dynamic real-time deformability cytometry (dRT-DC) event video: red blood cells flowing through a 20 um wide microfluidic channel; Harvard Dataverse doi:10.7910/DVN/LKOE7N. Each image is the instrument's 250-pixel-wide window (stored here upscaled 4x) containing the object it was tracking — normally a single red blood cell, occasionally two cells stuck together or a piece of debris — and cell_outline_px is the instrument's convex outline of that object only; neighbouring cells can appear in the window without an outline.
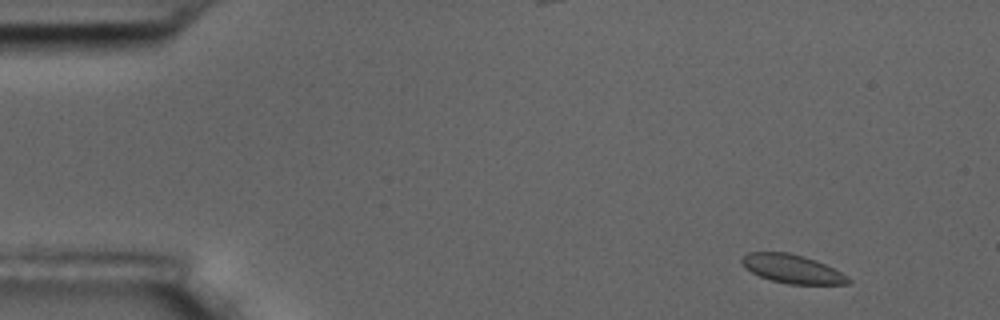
{"species": "common noctule bat (a hibernating species)", "species_latin": "Nyctalus noctula", "temperature_condition": "room temperature", "stored_images_in_passage": 9, "camera_frame_rate_fps": 3000, "um_per_image_px": 0.085, "animal": {"sex": "male", "body_mass_g": 17.5, "forearm_length_mm": 52.3}, "frame": {"image": 1, "passage_image": 1, "time_ms": 0.0, "image_size_px": [1000, 320], "cell_outline_px": [[852, 280], [848, 284], [788, 284], [772, 280], [760, 276], [744, 268], [740, 260], [748, 252], [788, 252], [804, 256], [816, 260], [848, 276]], "centroid_in_image_um": [67.33, 22.85], "position_along_channel_um": 17.7, "area_um2": 17.69}}
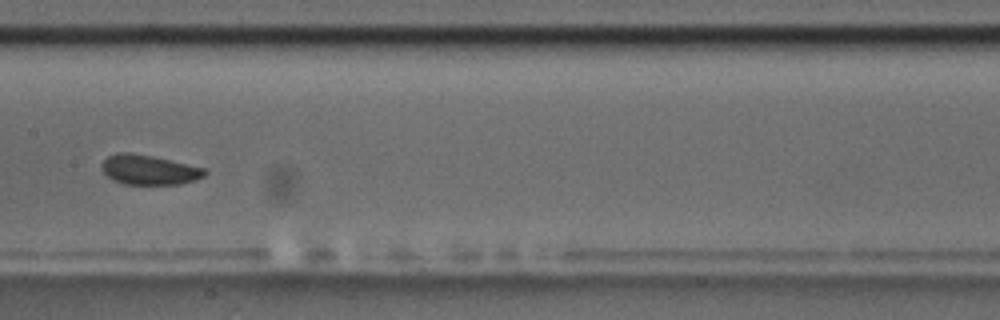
{"frame": {"image": 2, "passage_image": 8, "time_ms": 8.0, "image_size_px": [1000, 320], "cell_outline_px": [[208, 172], [204, 176], [196, 180], [180, 184], [124, 184], [112, 180], [104, 172], [100, 164], [108, 156], [116, 152], [128, 152], [152, 156], [204, 168]], "centroid_in_image_um": [12.65, 14.43], "position_along_channel_um": 194.8, "area_um2": 17.8}}
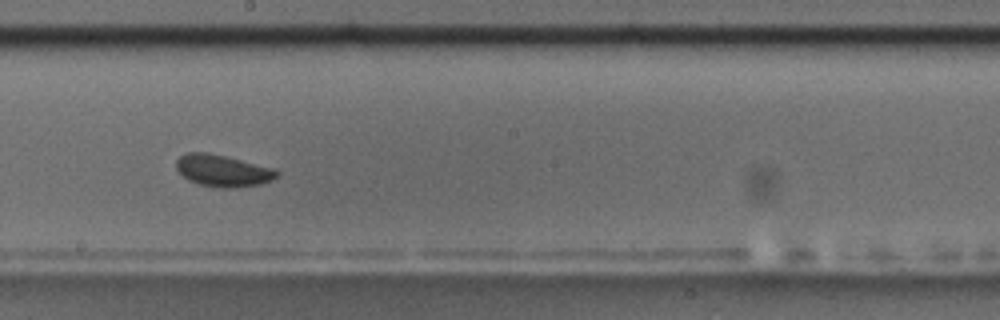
{"frame": {"image": 3, "passage_image": 9, "time_ms": 9.0, "image_size_px": [1000, 320], "cell_outline_px": [[280, 172], [272, 180], [260, 184], [236, 188], [216, 188], [200, 184], [188, 180], [176, 168], [176, 160], [184, 152], [208, 152], [276, 168]], "centroid_in_image_um": [18.95, 14.5], "position_along_channel_um": 229.3, "area_um2": 18.84}}